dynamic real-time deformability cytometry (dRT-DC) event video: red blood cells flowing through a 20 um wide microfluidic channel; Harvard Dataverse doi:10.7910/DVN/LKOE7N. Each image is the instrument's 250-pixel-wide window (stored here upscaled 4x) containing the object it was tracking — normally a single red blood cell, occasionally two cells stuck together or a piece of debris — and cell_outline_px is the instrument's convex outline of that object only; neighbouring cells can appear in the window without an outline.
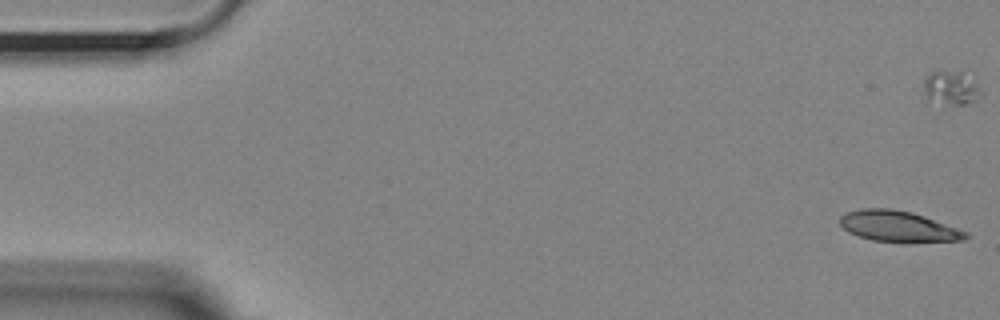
{"species": "Egyptian fruit bat (a non-hibernating species)", "species_latin": "Rousettus aegyptiacus", "temperature_condition": "room temperature", "stored_images_in_passage": 55, "camera_frame_rate_fps": 3000, "um_per_image_px": 0.085, "animal": {"sex": "female"}, "frame": {"image": 1, "passage_image": 1, "time_ms": 0.0, "image_size_px": [1000, 320], "cell_outline_px": [[968, 236], [964, 240], [904, 244], [872, 240], [848, 232], [840, 224], [840, 216], [848, 212], [864, 208], [888, 208], [912, 212], [924, 216], [968, 232]], "centroid_in_image_um": [76.38, 19.27], "position_along_channel_um": 8.6, "area_um2": 22.95}}
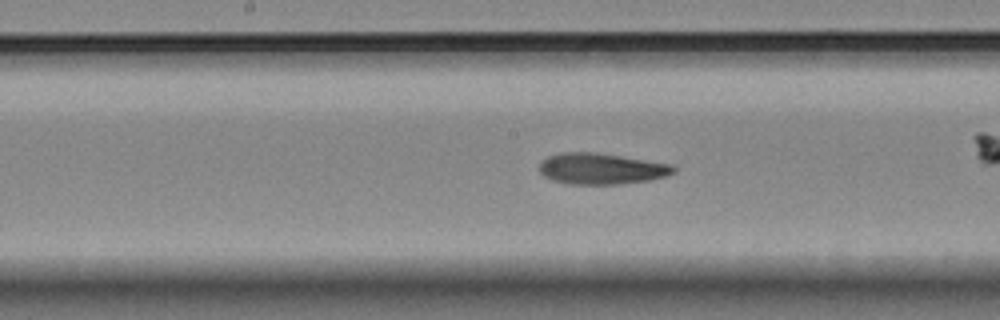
{"frame": {"image": 2, "passage_image": 27, "time_ms": 8.667, "image_size_px": [1000, 320], "cell_outline_px": [[676, 172], [668, 176], [648, 180], [620, 184], [568, 184], [552, 180], [544, 176], [540, 172], [540, 164], [548, 156], [564, 152], [592, 152], [620, 156], [672, 164], [676, 168]], "centroid_in_image_um": [51.14, 14.35], "position_along_channel_um": 197.1, "area_um2": 24.22}}
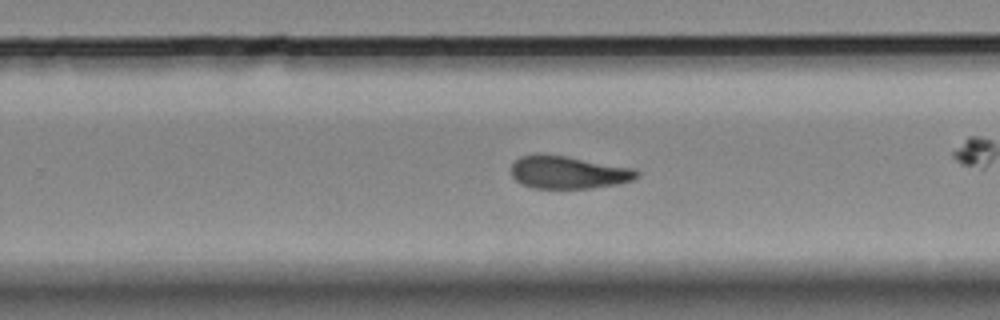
{"frame": {"image": 3, "passage_image": 34, "time_ms": 11.0, "image_size_px": [1000, 320], "cell_outline_px": [[640, 172], [632, 180], [616, 184], [592, 188], [532, 188], [516, 180], [512, 176], [512, 164], [520, 156], [568, 156], [632, 168]], "centroid_in_image_um": [48.32, 14.67], "position_along_channel_um": 281.5, "area_um2": 23.29}, "authors_computed_cell_mechanics": {"area_um2": 24.2182, "velocity_mm_per_s": 3.6379, "shape_relaxation_time_tau1_ms": 6.2171, "shape_relaxation_time_tau2_ms": 4.1428, "deformation_change_tau1": 0.1656, "deformation_change_tau2": 0.1241}}